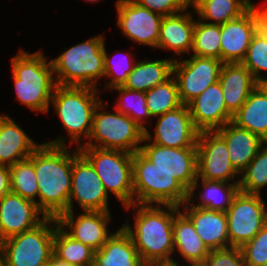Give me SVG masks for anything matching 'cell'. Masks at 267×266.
Returning <instances> with one entry per match:
<instances>
[{"mask_svg":"<svg viewBox=\"0 0 267 266\" xmlns=\"http://www.w3.org/2000/svg\"><path fill=\"white\" fill-rule=\"evenodd\" d=\"M41 145L33 141L13 119L0 115V165L12 166L29 158Z\"/></svg>","mask_w":267,"mask_h":266,"instance_id":"cb8c5ba5","label":"cell"},{"mask_svg":"<svg viewBox=\"0 0 267 266\" xmlns=\"http://www.w3.org/2000/svg\"><path fill=\"white\" fill-rule=\"evenodd\" d=\"M240 173L233 167L226 142L215 131L199 132L197 177L208 181L230 182Z\"/></svg>","mask_w":267,"mask_h":266,"instance_id":"4fadbf2b","label":"cell"},{"mask_svg":"<svg viewBox=\"0 0 267 266\" xmlns=\"http://www.w3.org/2000/svg\"><path fill=\"white\" fill-rule=\"evenodd\" d=\"M181 211L192 221L196 233L209 251L229 248L226 212L194 207L188 201Z\"/></svg>","mask_w":267,"mask_h":266,"instance_id":"44dd1931","label":"cell"},{"mask_svg":"<svg viewBox=\"0 0 267 266\" xmlns=\"http://www.w3.org/2000/svg\"><path fill=\"white\" fill-rule=\"evenodd\" d=\"M225 142L233 167L241 173L265 144L259 136L232 121L215 131Z\"/></svg>","mask_w":267,"mask_h":266,"instance_id":"603a6c76","label":"cell"},{"mask_svg":"<svg viewBox=\"0 0 267 266\" xmlns=\"http://www.w3.org/2000/svg\"><path fill=\"white\" fill-rule=\"evenodd\" d=\"M152 12L169 16L180 13L190 6L191 0H135Z\"/></svg>","mask_w":267,"mask_h":266,"instance_id":"b9f144b4","label":"cell"},{"mask_svg":"<svg viewBox=\"0 0 267 266\" xmlns=\"http://www.w3.org/2000/svg\"><path fill=\"white\" fill-rule=\"evenodd\" d=\"M256 10L260 20V28L267 29V5L263 8L256 7Z\"/></svg>","mask_w":267,"mask_h":266,"instance_id":"f6af8a7d","label":"cell"},{"mask_svg":"<svg viewBox=\"0 0 267 266\" xmlns=\"http://www.w3.org/2000/svg\"><path fill=\"white\" fill-rule=\"evenodd\" d=\"M193 124L199 131H216L233 119L227 110L219 81L187 104Z\"/></svg>","mask_w":267,"mask_h":266,"instance_id":"d6986e66","label":"cell"},{"mask_svg":"<svg viewBox=\"0 0 267 266\" xmlns=\"http://www.w3.org/2000/svg\"><path fill=\"white\" fill-rule=\"evenodd\" d=\"M175 59L172 57L164 60L139 61L135 64L122 87L139 92H147L173 75Z\"/></svg>","mask_w":267,"mask_h":266,"instance_id":"f1b7e54d","label":"cell"},{"mask_svg":"<svg viewBox=\"0 0 267 266\" xmlns=\"http://www.w3.org/2000/svg\"><path fill=\"white\" fill-rule=\"evenodd\" d=\"M57 218L45 217L35 228L2 242L6 266H43L53 254Z\"/></svg>","mask_w":267,"mask_h":266,"instance_id":"9c48e42d","label":"cell"},{"mask_svg":"<svg viewBox=\"0 0 267 266\" xmlns=\"http://www.w3.org/2000/svg\"><path fill=\"white\" fill-rule=\"evenodd\" d=\"M5 239L2 237V234H1V231H0V245H2V242L4 241Z\"/></svg>","mask_w":267,"mask_h":266,"instance_id":"681fc988","label":"cell"},{"mask_svg":"<svg viewBox=\"0 0 267 266\" xmlns=\"http://www.w3.org/2000/svg\"><path fill=\"white\" fill-rule=\"evenodd\" d=\"M226 217L229 248H241L267 223V207L261 194L238 191L226 211Z\"/></svg>","mask_w":267,"mask_h":266,"instance_id":"30bf717a","label":"cell"},{"mask_svg":"<svg viewBox=\"0 0 267 266\" xmlns=\"http://www.w3.org/2000/svg\"><path fill=\"white\" fill-rule=\"evenodd\" d=\"M11 191L9 167L0 165V199Z\"/></svg>","mask_w":267,"mask_h":266,"instance_id":"7bdbcfd3","label":"cell"},{"mask_svg":"<svg viewBox=\"0 0 267 266\" xmlns=\"http://www.w3.org/2000/svg\"><path fill=\"white\" fill-rule=\"evenodd\" d=\"M43 54L20 49L11 66L17 100L34 112L47 113L57 84L51 60L47 62Z\"/></svg>","mask_w":267,"mask_h":266,"instance_id":"3957f363","label":"cell"},{"mask_svg":"<svg viewBox=\"0 0 267 266\" xmlns=\"http://www.w3.org/2000/svg\"><path fill=\"white\" fill-rule=\"evenodd\" d=\"M187 266H208L207 262L204 261H196V262H189Z\"/></svg>","mask_w":267,"mask_h":266,"instance_id":"c3c4849f","label":"cell"},{"mask_svg":"<svg viewBox=\"0 0 267 266\" xmlns=\"http://www.w3.org/2000/svg\"><path fill=\"white\" fill-rule=\"evenodd\" d=\"M53 254L73 266H93L95 250L75 240L59 225L55 229Z\"/></svg>","mask_w":267,"mask_h":266,"instance_id":"1f68e13d","label":"cell"},{"mask_svg":"<svg viewBox=\"0 0 267 266\" xmlns=\"http://www.w3.org/2000/svg\"><path fill=\"white\" fill-rule=\"evenodd\" d=\"M134 203L174 205L188 200L189 191L169 172L159 169L140 151L132 159Z\"/></svg>","mask_w":267,"mask_h":266,"instance_id":"5b68a950","label":"cell"},{"mask_svg":"<svg viewBox=\"0 0 267 266\" xmlns=\"http://www.w3.org/2000/svg\"><path fill=\"white\" fill-rule=\"evenodd\" d=\"M232 122L267 142V87L258 84L233 115Z\"/></svg>","mask_w":267,"mask_h":266,"instance_id":"4316f807","label":"cell"},{"mask_svg":"<svg viewBox=\"0 0 267 266\" xmlns=\"http://www.w3.org/2000/svg\"><path fill=\"white\" fill-rule=\"evenodd\" d=\"M104 108L106 106L101 101L93 115L89 140L82 142V146L120 150L131 154L139 151L140 143L144 139V130L129 116L116 109L107 112Z\"/></svg>","mask_w":267,"mask_h":266,"instance_id":"52a82bcc","label":"cell"},{"mask_svg":"<svg viewBox=\"0 0 267 266\" xmlns=\"http://www.w3.org/2000/svg\"><path fill=\"white\" fill-rule=\"evenodd\" d=\"M221 25L195 21L193 30V55L220 60Z\"/></svg>","mask_w":267,"mask_h":266,"instance_id":"836d02e7","label":"cell"},{"mask_svg":"<svg viewBox=\"0 0 267 266\" xmlns=\"http://www.w3.org/2000/svg\"><path fill=\"white\" fill-rule=\"evenodd\" d=\"M86 1H89V2H98L100 0H86Z\"/></svg>","mask_w":267,"mask_h":266,"instance_id":"f907efd6","label":"cell"},{"mask_svg":"<svg viewBox=\"0 0 267 266\" xmlns=\"http://www.w3.org/2000/svg\"><path fill=\"white\" fill-rule=\"evenodd\" d=\"M145 96L146 106L152 117L161 116L183 105L180 101L178 85L173 75L165 82L145 92Z\"/></svg>","mask_w":267,"mask_h":266,"instance_id":"d6a6232c","label":"cell"},{"mask_svg":"<svg viewBox=\"0 0 267 266\" xmlns=\"http://www.w3.org/2000/svg\"><path fill=\"white\" fill-rule=\"evenodd\" d=\"M93 266H144L130 235L120 227L95 251Z\"/></svg>","mask_w":267,"mask_h":266,"instance_id":"484cf974","label":"cell"},{"mask_svg":"<svg viewBox=\"0 0 267 266\" xmlns=\"http://www.w3.org/2000/svg\"><path fill=\"white\" fill-rule=\"evenodd\" d=\"M0 266H6L5 253L1 245H0Z\"/></svg>","mask_w":267,"mask_h":266,"instance_id":"7dc6e473","label":"cell"},{"mask_svg":"<svg viewBox=\"0 0 267 266\" xmlns=\"http://www.w3.org/2000/svg\"><path fill=\"white\" fill-rule=\"evenodd\" d=\"M43 266H51V265H50V263H47V264H45V265H43Z\"/></svg>","mask_w":267,"mask_h":266,"instance_id":"816d5d0a","label":"cell"},{"mask_svg":"<svg viewBox=\"0 0 267 266\" xmlns=\"http://www.w3.org/2000/svg\"><path fill=\"white\" fill-rule=\"evenodd\" d=\"M64 136L42 143L29 157L38 182V209L45 217L68 212L71 192L72 153Z\"/></svg>","mask_w":267,"mask_h":266,"instance_id":"6da1fadb","label":"cell"},{"mask_svg":"<svg viewBox=\"0 0 267 266\" xmlns=\"http://www.w3.org/2000/svg\"><path fill=\"white\" fill-rule=\"evenodd\" d=\"M72 152L71 192L68 212L76 200L83 211H109L108 197L102 181L91 163L75 148Z\"/></svg>","mask_w":267,"mask_h":266,"instance_id":"8fae6325","label":"cell"},{"mask_svg":"<svg viewBox=\"0 0 267 266\" xmlns=\"http://www.w3.org/2000/svg\"><path fill=\"white\" fill-rule=\"evenodd\" d=\"M110 211H84L74 217V212H65L58 218L59 226L72 238L98 251L113 234L108 231Z\"/></svg>","mask_w":267,"mask_h":266,"instance_id":"ac0fdd59","label":"cell"},{"mask_svg":"<svg viewBox=\"0 0 267 266\" xmlns=\"http://www.w3.org/2000/svg\"><path fill=\"white\" fill-rule=\"evenodd\" d=\"M221 84L227 110L234 115L246 102L250 93L259 84L242 63H223Z\"/></svg>","mask_w":267,"mask_h":266,"instance_id":"7402d4cb","label":"cell"},{"mask_svg":"<svg viewBox=\"0 0 267 266\" xmlns=\"http://www.w3.org/2000/svg\"><path fill=\"white\" fill-rule=\"evenodd\" d=\"M187 10L163 17L157 45L158 49L172 50L178 56L188 52V55H190L196 20Z\"/></svg>","mask_w":267,"mask_h":266,"instance_id":"d4e9b609","label":"cell"},{"mask_svg":"<svg viewBox=\"0 0 267 266\" xmlns=\"http://www.w3.org/2000/svg\"><path fill=\"white\" fill-rule=\"evenodd\" d=\"M173 243L175 250L186 262L204 261L209 250L195 231L192 221L181 211L173 219Z\"/></svg>","mask_w":267,"mask_h":266,"instance_id":"f546056e","label":"cell"},{"mask_svg":"<svg viewBox=\"0 0 267 266\" xmlns=\"http://www.w3.org/2000/svg\"><path fill=\"white\" fill-rule=\"evenodd\" d=\"M223 62L216 58L191 56L189 59H175L173 76L176 79L180 101L187 105L206 88L219 81Z\"/></svg>","mask_w":267,"mask_h":266,"instance_id":"7c38bea8","label":"cell"},{"mask_svg":"<svg viewBox=\"0 0 267 266\" xmlns=\"http://www.w3.org/2000/svg\"><path fill=\"white\" fill-rule=\"evenodd\" d=\"M104 45L102 35L93 36L51 59L56 84L98 89L96 83L104 77Z\"/></svg>","mask_w":267,"mask_h":266,"instance_id":"277c9868","label":"cell"},{"mask_svg":"<svg viewBox=\"0 0 267 266\" xmlns=\"http://www.w3.org/2000/svg\"><path fill=\"white\" fill-rule=\"evenodd\" d=\"M99 90L86 86L57 85L50 103L70 136L71 144L77 142L82 147V137L89 138L92 129L93 115L102 101Z\"/></svg>","mask_w":267,"mask_h":266,"instance_id":"8992f818","label":"cell"},{"mask_svg":"<svg viewBox=\"0 0 267 266\" xmlns=\"http://www.w3.org/2000/svg\"><path fill=\"white\" fill-rule=\"evenodd\" d=\"M239 191L247 194H261L267 186V142L259 149L256 156L240 173Z\"/></svg>","mask_w":267,"mask_h":266,"instance_id":"e575fe53","label":"cell"},{"mask_svg":"<svg viewBox=\"0 0 267 266\" xmlns=\"http://www.w3.org/2000/svg\"><path fill=\"white\" fill-rule=\"evenodd\" d=\"M130 208H135V228L131 227L129 222L122 227L130 235L143 264L172 258V253H176L173 243V219L180 207L138 203L125 207L126 210Z\"/></svg>","mask_w":267,"mask_h":266,"instance_id":"7a4b0ae2","label":"cell"},{"mask_svg":"<svg viewBox=\"0 0 267 266\" xmlns=\"http://www.w3.org/2000/svg\"><path fill=\"white\" fill-rule=\"evenodd\" d=\"M234 182H222V181H208L201 179V185L199 186L198 177L194 181V184L189 190L188 202L193 203L192 206L198 208H207L214 211L226 212L231 206L234 196L239 191V179H234ZM202 186V191L199 198H193L194 192L198 187ZM204 191V192H203ZM194 200H201L198 202V205ZM193 201V202H192ZM195 203V204H194Z\"/></svg>","mask_w":267,"mask_h":266,"instance_id":"83f0119b","label":"cell"},{"mask_svg":"<svg viewBox=\"0 0 267 266\" xmlns=\"http://www.w3.org/2000/svg\"><path fill=\"white\" fill-rule=\"evenodd\" d=\"M252 5L251 0H191L189 8L195 9L199 20L222 25L237 19Z\"/></svg>","mask_w":267,"mask_h":266,"instance_id":"4dcf8cb0","label":"cell"},{"mask_svg":"<svg viewBox=\"0 0 267 266\" xmlns=\"http://www.w3.org/2000/svg\"><path fill=\"white\" fill-rule=\"evenodd\" d=\"M117 25L131 41L156 48L163 16L135 0L116 1Z\"/></svg>","mask_w":267,"mask_h":266,"instance_id":"5bb4252c","label":"cell"},{"mask_svg":"<svg viewBox=\"0 0 267 266\" xmlns=\"http://www.w3.org/2000/svg\"><path fill=\"white\" fill-rule=\"evenodd\" d=\"M253 5L237 19L221 25L220 60L223 63H241L253 35L260 28V20Z\"/></svg>","mask_w":267,"mask_h":266,"instance_id":"e0dca14e","label":"cell"},{"mask_svg":"<svg viewBox=\"0 0 267 266\" xmlns=\"http://www.w3.org/2000/svg\"><path fill=\"white\" fill-rule=\"evenodd\" d=\"M11 191L22 198L36 202L38 182L33 162L26 158L9 167Z\"/></svg>","mask_w":267,"mask_h":266,"instance_id":"d590c367","label":"cell"},{"mask_svg":"<svg viewBox=\"0 0 267 266\" xmlns=\"http://www.w3.org/2000/svg\"><path fill=\"white\" fill-rule=\"evenodd\" d=\"M114 89L120 93L114 109L129 116L145 131L147 129L144 124L146 123L145 120L148 117H152L146 106L145 93L130 90L122 86L112 88V90Z\"/></svg>","mask_w":267,"mask_h":266,"instance_id":"8d00e7d4","label":"cell"},{"mask_svg":"<svg viewBox=\"0 0 267 266\" xmlns=\"http://www.w3.org/2000/svg\"><path fill=\"white\" fill-rule=\"evenodd\" d=\"M241 63L259 84L267 81V75L263 77L260 73H267V34L261 28L253 35L246 56Z\"/></svg>","mask_w":267,"mask_h":266,"instance_id":"74e56055","label":"cell"},{"mask_svg":"<svg viewBox=\"0 0 267 266\" xmlns=\"http://www.w3.org/2000/svg\"><path fill=\"white\" fill-rule=\"evenodd\" d=\"M177 263L178 262L175 261V259L172 257L169 259L150 261L147 264H145L144 266H180V264H177Z\"/></svg>","mask_w":267,"mask_h":266,"instance_id":"ee69618b","label":"cell"},{"mask_svg":"<svg viewBox=\"0 0 267 266\" xmlns=\"http://www.w3.org/2000/svg\"><path fill=\"white\" fill-rule=\"evenodd\" d=\"M49 263L51 266H73V265H70L69 263L59 259L54 254L51 255Z\"/></svg>","mask_w":267,"mask_h":266,"instance_id":"bcb514c9","label":"cell"},{"mask_svg":"<svg viewBox=\"0 0 267 266\" xmlns=\"http://www.w3.org/2000/svg\"><path fill=\"white\" fill-rule=\"evenodd\" d=\"M240 249L246 266H263L267 263V223Z\"/></svg>","mask_w":267,"mask_h":266,"instance_id":"ab89813d","label":"cell"},{"mask_svg":"<svg viewBox=\"0 0 267 266\" xmlns=\"http://www.w3.org/2000/svg\"><path fill=\"white\" fill-rule=\"evenodd\" d=\"M154 133L152 136L146 129L143 143L150 141L171 148L197 147L199 131L193 124L187 105L159 116Z\"/></svg>","mask_w":267,"mask_h":266,"instance_id":"2e32d148","label":"cell"},{"mask_svg":"<svg viewBox=\"0 0 267 266\" xmlns=\"http://www.w3.org/2000/svg\"><path fill=\"white\" fill-rule=\"evenodd\" d=\"M78 149L94 167L108 195L112 192L124 208L134 204L133 154L89 146Z\"/></svg>","mask_w":267,"mask_h":266,"instance_id":"ba28073f","label":"cell"},{"mask_svg":"<svg viewBox=\"0 0 267 266\" xmlns=\"http://www.w3.org/2000/svg\"><path fill=\"white\" fill-rule=\"evenodd\" d=\"M139 151L156 167L171 173L188 191L197 179V147L171 148L148 141Z\"/></svg>","mask_w":267,"mask_h":266,"instance_id":"9a60e30c","label":"cell"},{"mask_svg":"<svg viewBox=\"0 0 267 266\" xmlns=\"http://www.w3.org/2000/svg\"><path fill=\"white\" fill-rule=\"evenodd\" d=\"M105 46L106 45H104V53H105L104 54V78L105 77L111 78L110 79L111 81L109 80L108 83L106 82L105 90H108V89L110 90L112 88L124 85V83L127 80L128 75L133 70L136 63H134L132 59L133 57L130 56L131 55L130 52L129 53L127 52L126 56L125 54H123L122 57L119 58V60L117 58V61L115 58L117 55L115 56L113 55V57L110 58L108 56L109 54H107Z\"/></svg>","mask_w":267,"mask_h":266,"instance_id":"f35d334b","label":"cell"},{"mask_svg":"<svg viewBox=\"0 0 267 266\" xmlns=\"http://www.w3.org/2000/svg\"><path fill=\"white\" fill-rule=\"evenodd\" d=\"M205 261L208 266H246L241 249L236 247L211 250Z\"/></svg>","mask_w":267,"mask_h":266,"instance_id":"60d3db41","label":"cell"},{"mask_svg":"<svg viewBox=\"0 0 267 266\" xmlns=\"http://www.w3.org/2000/svg\"><path fill=\"white\" fill-rule=\"evenodd\" d=\"M44 219L34 201L12 191L0 199V231L4 239L33 229Z\"/></svg>","mask_w":267,"mask_h":266,"instance_id":"ffe728a7","label":"cell"}]
</instances>
